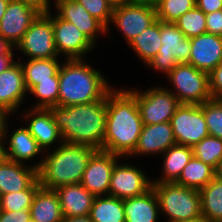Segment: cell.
Masks as SVG:
<instances>
[{"instance_id":"2e32d148","label":"cell","mask_w":222,"mask_h":222,"mask_svg":"<svg viewBox=\"0 0 222 222\" xmlns=\"http://www.w3.org/2000/svg\"><path fill=\"white\" fill-rule=\"evenodd\" d=\"M23 69L20 62L0 74V112L10 116L20 106L26 95Z\"/></svg>"},{"instance_id":"db71d44e","label":"cell","mask_w":222,"mask_h":222,"mask_svg":"<svg viewBox=\"0 0 222 222\" xmlns=\"http://www.w3.org/2000/svg\"><path fill=\"white\" fill-rule=\"evenodd\" d=\"M5 115H3L1 112H0V130H1V125H2V121L4 119Z\"/></svg>"},{"instance_id":"f1b7e54d","label":"cell","mask_w":222,"mask_h":222,"mask_svg":"<svg viewBox=\"0 0 222 222\" xmlns=\"http://www.w3.org/2000/svg\"><path fill=\"white\" fill-rule=\"evenodd\" d=\"M215 177V169L201 160L192 159L183 168L175 183L184 187L201 190Z\"/></svg>"},{"instance_id":"681fc988","label":"cell","mask_w":222,"mask_h":222,"mask_svg":"<svg viewBox=\"0 0 222 222\" xmlns=\"http://www.w3.org/2000/svg\"><path fill=\"white\" fill-rule=\"evenodd\" d=\"M8 2L9 0H0V21L7 9Z\"/></svg>"},{"instance_id":"7c38bea8","label":"cell","mask_w":222,"mask_h":222,"mask_svg":"<svg viewBox=\"0 0 222 222\" xmlns=\"http://www.w3.org/2000/svg\"><path fill=\"white\" fill-rule=\"evenodd\" d=\"M49 11L46 13L52 20L54 30V43L57 53L65 54L67 60L83 59L87 51L93 49L94 44L74 24L65 21L57 14L53 17Z\"/></svg>"},{"instance_id":"3957f363","label":"cell","mask_w":222,"mask_h":222,"mask_svg":"<svg viewBox=\"0 0 222 222\" xmlns=\"http://www.w3.org/2000/svg\"><path fill=\"white\" fill-rule=\"evenodd\" d=\"M65 62L59 68L58 106L100 101L112 90L100 71L91 68L83 59Z\"/></svg>"},{"instance_id":"5b68a950","label":"cell","mask_w":222,"mask_h":222,"mask_svg":"<svg viewBox=\"0 0 222 222\" xmlns=\"http://www.w3.org/2000/svg\"><path fill=\"white\" fill-rule=\"evenodd\" d=\"M160 211L169 216L168 222L188 221L202 217L199 190L175 182H153Z\"/></svg>"},{"instance_id":"ee69618b","label":"cell","mask_w":222,"mask_h":222,"mask_svg":"<svg viewBox=\"0 0 222 222\" xmlns=\"http://www.w3.org/2000/svg\"><path fill=\"white\" fill-rule=\"evenodd\" d=\"M13 60V55H0V74L13 66L16 62Z\"/></svg>"},{"instance_id":"f35d334b","label":"cell","mask_w":222,"mask_h":222,"mask_svg":"<svg viewBox=\"0 0 222 222\" xmlns=\"http://www.w3.org/2000/svg\"><path fill=\"white\" fill-rule=\"evenodd\" d=\"M209 91L212 99L222 100V62L209 73Z\"/></svg>"},{"instance_id":"7bdbcfd3","label":"cell","mask_w":222,"mask_h":222,"mask_svg":"<svg viewBox=\"0 0 222 222\" xmlns=\"http://www.w3.org/2000/svg\"><path fill=\"white\" fill-rule=\"evenodd\" d=\"M23 2L24 4L30 5L40 13H48L50 11L49 0H16Z\"/></svg>"},{"instance_id":"d6a6232c","label":"cell","mask_w":222,"mask_h":222,"mask_svg":"<svg viewBox=\"0 0 222 222\" xmlns=\"http://www.w3.org/2000/svg\"><path fill=\"white\" fill-rule=\"evenodd\" d=\"M40 186L39 179H37L28 189L0 195V210L30 209L33 197Z\"/></svg>"},{"instance_id":"d6986e66","label":"cell","mask_w":222,"mask_h":222,"mask_svg":"<svg viewBox=\"0 0 222 222\" xmlns=\"http://www.w3.org/2000/svg\"><path fill=\"white\" fill-rule=\"evenodd\" d=\"M55 7L58 9L57 15L74 24L93 43L96 41L97 32L106 33L107 28L91 16L86 9L75 0H55Z\"/></svg>"},{"instance_id":"ba28073f","label":"cell","mask_w":222,"mask_h":222,"mask_svg":"<svg viewBox=\"0 0 222 222\" xmlns=\"http://www.w3.org/2000/svg\"><path fill=\"white\" fill-rule=\"evenodd\" d=\"M128 91L136 98L143 125L170 122L180 105L176 96L166 88L156 87L141 93Z\"/></svg>"},{"instance_id":"cb8c5ba5","label":"cell","mask_w":222,"mask_h":222,"mask_svg":"<svg viewBox=\"0 0 222 222\" xmlns=\"http://www.w3.org/2000/svg\"><path fill=\"white\" fill-rule=\"evenodd\" d=\"M30 214L36 222H62L64 216L57 192L40 186L33 197Z\"/></svg>"},{"instance_id":"4316f807","label":"cell","mask_w":222,"mask_h":222,"mask_svg":"<svg viewBox=\"0 0 222 222\" xmlns=\"http://www.w3.org/2000/svg\"><path fill=\"white\" fill-rule=\"evenodd\" d=\"M202 217L206 222L222 221V180L214 177L200 191Z\"/></svg>"},{"instance_id":"52a82bcc","label":"cell","mask_w":222,"mask_h":222,"mask_svg":"<svg viewBox=\"0 0 222 222\" xmlns=\"http://www.w3.org/2000/svg\"><path fill=\"white\" fill-rule=\"evenodd\" d=\"M173 84L180 104L201 105L212 99L209 91V74L188 63L176 65L167 75Z\"/></svg>"},{"instance_id":"f546056e","label":"cell","mask_w":222,"mask_h":222,"mask_svg":"<svg viewBox=\"0 0 222 222\" xmlns=\"http://www.w3.org/2000/svg\"><path fill=\"white\" fill-rule=\"evenodd\" d=\"M141 60L148 64L158 54L162 45L160 39V20H156L146 30L132 38L128 43Z\"/></svg>"},{"instance_id":"e575fe53","label":"cell","mask_w":222,"mask_h":222,"mask_svg":"<svg viewBox=\"0 0 222 222\" xmlns=\"http://www.w3.org/2000/svg\"><path fill=\"white\" fill-rule=\"evenodd\" d=\"M195 6L196 0H162L155 6L157 19L165 23H175Z\"/></svg>"},{"instance_id":"74e56055","label":"cell","mask_w":222,"mask_h":222,"mask_svg":"<svg viewBox=\"0 0 222 222\" xmlns=\"http://www.w3.org/2000/svg\"><path fill=\"white\" fill-rule=\"evenodd\" d=\"M80 3L91 16L100 21L108 28L109 21L112 20L114 7L108 0H75Z\"/></svg>"},{"instance_id":"836d02e7","label":"cell","mask_w":222,"mask_h":222,"mask_svg":"<svg viewBox=\"0 0 222 222\" xmlns=\"http://www.w3.org/2000/svg\"><path fill=\"white\" fill-rule=\"evenodd\" d=\"M175 25L189 39L207 33L206 14L197 6L178 18Z\"/></svg>"},{"instance_id":"7a4b0ae2","label":"cell","mask_w":222,"mask_h":222,"mask_svg":"<svg viewBox=\"0 0 222 222\" xmlns=\"http://www.w3.org/2000/svg\"><path fill=\"white\" fill-rule=\"evenodd\" d=\"M63 143L88 145L102 150L106 130L107 96L100 101L48 108Z\"/></svg>"},{"instance_id":"7dc6e473","label":"cell","mask_w":222,"mask_h":222,"mask_svg":"<svg viewBox=\"0 0 222 222\" xmlns=\"http://www.w3.org/2000/svg\"><path fill=\"white\" fill-rule=\"evenodd\" d=\"M62 222H92L90 216L64 217Z\"/></svg>"},{"instance_id":"9a60e30c","label":"cell","mask_w":222,"mask_h":222,"mask_svg":"<svg viewBox=\"0 0 222 222\" xmlns=\"http://www.w3.org/2000/svg\"><path fill=\"white\" fill-rule=\"evenodd\" d=\"M39 14L40 12L30 5L9 0L7 9L0 21V35L15 49Z\"/></svg>"},{"instance_id":"f5cc1de1","label":"cell","mask_w":222,"mask_h":222,"mask_svg":"<svg viewBox=\"0 0 222 222\" xmlns=\"http://www.w3.org/2000/svg\"><path fill=\"white\" fill-rule=\"evenodd\" d=\"M175 222H206L203 217L199 219H194V220H188V221H175Z\"/></svg>"},{"instance_id":"8d00e7d4","label":"cell","mask_w":222,"mask_h":222,"mask_svg":"<svg viewBox=\"0 0 222 222\" xmlns=\"http://www.w3.org/2000/svg\"><path fill=\"white\" fill-rule=\"evenodd\" d=\"M203 113L209 135L222 139V100L204 102Z\"/></svg>"},{"instance_id":"5bb4252c","label":"cell","mask_w":222,"mask_h":222,"mask_svg":"<svg viewBox=\"0 0 222 222\" xmlns=\"http://www.w3.org/2000/svg\"><path fill=\"white\" fill-rule=\"evenodd\" d=\"M118 157L121 156L97 150L88 161L81 185L95 196L108 195L111 174Z\"/></svg>"},{"instance_id":"ac0fdd59","label":"cell","mask_w":222,"mask_h":222,"mask_svg":"<svg viewBox=\"0 0 222 222\" xmlns=\"http://www.w3.org/2000/svg\"><path fill=\"white\" fill-rule=\"evenodd\" d=\"M5 158L0 159V195L28 189L38 179V169Z\"/></svg>"},{"instance_id":"1f68e13d","label":"cell","mask_w":222,"mask_h":222,"mask_svg":"<svg viewBox=\"0 0 222 222\" xmlns=\"http://www.w3.org/2000/svg\"><path fill=\"white\" fill-rule=\"evenodd\" d=\"M193 157L217 169L222 159V139L208 136L192 147Z\"/></svg>"},{"instance_id":"7402d4cb","label":"cell","mask_w":222,"mask_h":222,"mask_svg":"<svg viewBox=\"0 0 222 222\" xmlns=\"http://www.w3.org/2000/svg\"><path fill=\"white\" fill-rule=\"evenodd\" d=\"M24 116L25 119L30 118L26 127L43 150L56 143L58 139V142L63 143L59 129L49 109L33 108Z\"/></svg>"},{"instance_id":"603a6c76","label":"cell","mask_w":222,"mask_h":222,"mask_svg":"<svg viewBox=\"0 0 222 222\" xmlns=\"http://www.w3.org/2000/svg\"><path fill=\"white\" fill-rule=\"evenodd\" d=\"M123 206L125 222H157L160 208L153 188L140 196L123 199Z\"/></svg>"},{"instance_id":"c3c4849f","label":"cell","mask_w":222,"mask_h":222,"mask_svg":"<svg viewBox=\"0 0 222 222\" xmlns=\"http://www.w3.org/2000/svg\"><path fill=\"white\" fill-rule=\"evenodd\" d=\"M108 1L113 7H117V6H122L125 4L135 2L137 0H108Z\"/></svg>"},{"instance_id":"ffe728a7","label":"cell","mask_w":222,"mask_h":222,"mask_svg":"<svg viewBox=\"0 0 222 222\" xmlns=\"http://www.w3.org/2000/svg\"><path fill=\"white\" fill-rule=\"evenodd\" d=\"M174 145H176V140L170 122L143 125L138 144L129 157L137 154H163Z\"/></svg>"},{"instance_id":"44dd1931","label":"cell","mask_w":222,"mask_h":222,"mask_svg":"<svg viewBox=\"0 0 222 222\" xmlns=\"http://www.w3.org/2000/svg\"><path fill=\"white\" fill-rule=\"evenodd\" d=\"M64 217L87 216L95 200L81 183L63 185L55 189Z\"/></svg>"},{"instance_id":"4fadbf2b","label":"cell","mask_w":222,"mask_h":222,"mask_svg":"<svg viewBox=\"0 0 222 222\" xmlns=\"http://www.w3.org/2000/svg\"><path fill=\"white\" fill-rule=\"evenodd\" d=\"M140 169L128 164H115L109 186L110 196L119 199L136 197L152 188V183Z\"/></svg>"},{"instance_id":"277c9868","label":"cell","mask_w":222,"mask_h":222,"mask_svg":"<svg viewBox=\"0 0 222 222\" xmlns=\"http://www.w3.org/2000/svg\"><path fill=\"white\" fill-rule=\"evenodd\" d=\"M96 151L88 145L61 143L41 162L33 165L38 169L40 185L55 190L63 185L81 183L88 161Z\"/></svg>"},{"instance_id":"30bf717a","label":"cell","mask_w":222,"mask_h":222,"mask_svg":"<svg viewBox=\"0 0 222 222\" xmlns=\"http://www.w3.org/2000/svg\"><path fill=\"white\" fill-rule=\"evenodd\" d=\"M17 47L29 59L57 58L51 18L46 13H40L15 48Z\"/></svg>"},{"instance_id":"e0dca14e","label":"cell","mask_w":222,"mask_h":222,"mask_svg":"<svg viewBox=\"0 0 222 222\" xmlns=\"http://www.w3.org/2000/svg\"><path fill=\"white\" fill-rule=\"evenodd\" d=\"M191 55L188 64L196 69L210 73L222 62V37L205 33L190 38Z\"/></svg>"},{"instance_id":"11a10c76","label":"cell","mask_w":222,"mask_h":222,"mask_svg":"<svg viewBox=\"0 0 222 222\" xmlns=\"http://www.w3.org/2000/svg\"><path fill=\"white\" fill-rule=\"evenodd\" d=\"M28 222H36V221H34V220L31 218Z\"/></svg>"},{"instance_id":"60d3db41","label":"cell","mask_w":222,"mask_h":222,"mask_svg":"<svg viewBox=\"0 0 222 222\" xmlns=\"http://www.w3.org/2000/svg\"><path fill=\"white\" fill-rule=\"evenodd\" d=\"M30 219V209L18 211L0 210V222H28Z\"/></svg>"},{"instance_id":"83f0119b","label":"cell","mask_w":222,"mask_h":222,"mask_svg":"<svg viewBox=\"0 0 222 222\" xmlns=\"http://www.w3.org/2000/svg\"><path fill=\"white\" fill-rule=\"evenodd\" d=\"M163 177L152 182H175L183 168L192 159V147L184 145H174L164 152Z\"/></svg>"},{"instance_id":"ab89813d","label":"cell","mask_w":222,"mask_h":222,"mask_svg":"<svg viewBox=\"0 0 222 222\" xmlns=\"http://www.w3.org/2000/svg\"><path fill=\"white\" fill-rule=\"evenodd\" d=\"M207 33L222 37V11L206 14Z\"/></svg>"},{"instance_id":"bcb514c9","label":"cell","mask_w":222,"mask_h":222,"mask_svg":"<svg viewBox=\"0 0 222 222\" xmlns=\"http://www.w3.org/2000/svg\"><path fill=\"white\" fill-rule=\"evenodd\" d=\"M7 116L4 117L3 121H2V125H1V130H0V159L3 157V142L6 138V134H7Z\"/></svg>"},{"instance_id":"b9f144b4","label":"cell","mask_w":222,"mask_h":222,"mask_svg":"<svg viewBox=\"0 0 222 222\" xmlns=\"http://www.w3.org/2000/svg\"><path fill=\"white\" fill-rule=\"evenodd\" d=\"M196 6L205 14L222 9V0H196Z\"/></svg>"},{"instance_id":"6da1fadb","label":"cell","mask_w":222,"mask_h":222,"mask_svg":"<svg viewBox=\"0 0 222 222\" xmlns=\"http://www.w3.org/2000/svg\"><path fill=\"white\" fill-rule=\"evenodd\" d=\"M142 127L136 98L126 89H112L107 94V119L102 151L130 156L138 144Z\"/></svg>"},{"instance_id":"8992f818","label":"cell","mask_w":222,"mask_h":222,"mask_svg":"<svg viewBox=\"0 0 222 222\" xmlns=\"http://www.w3.org/2000/svg\"><path fill=\"white\" fill-rule=\"evenodd\" d=\"M161 47L147 64L155 70H161L168 74L176 65L189 63L191 55V43L175 23L160 21Z\"/></svg>"},{"instance_id":"816d5d0a","label":"cell","mask_w":222,"mask_h":222,"mask_svg":"<svg viewBox=\"0 0 222 222\" xmlns=\"http://www.w3.org/2000/svg\"><path fill=\"white\" fill-rule=\"evenodd\" d=\"M139 1L146 3L148 5L156 6L162 0H139Z\"/></svg>"},{"instance_id":"f907efd6","label":"cell","mask_w":222,"mask_h":222,"mask_svg":"<svg viewBox=\"0 0 222 222\" xmlns=\"http://www.w3.org/2000/svg\"><path fill=\"white\" fill-rule=\"evenodd\" d=\"M215 176L222 180V159L220 160L219 165L215 170Z\"/></svg>"},{"instance_id":"8fae6325","label":"cell","mask_w":222,"mask_h":222,"mask_svg":"<svg viewBox=\"0 0 222 222\" xmlns=\"http://www.w3.org/2000/svg\"><path fill=\"white\" fill-rule=\"evenodd\" d=\"M157 20L156 7L139 0L114 7L112 22L129 43Z\"/></svg>"},{"instance_id":"f6af8a7d","label":"cell","mask_w":222,"mask_h":222,"mask_svg":"<svg viewBox=\"0 0 222 222\" xmlns=\"http://www.w3.org/2000/svg\"><path fill=\"white\" fill-rule=\"evenodd\" d=\"M13 45L0 35V55H13Z\"/></svg>"},{"instance_id":"484cf974","label":"cell","mask_w":222,"mask_h":222,"mask_svg":"<svg viewBox=\"0 0 222 222\" xmlns=\"http://www.w3.org/2000/svg\"><path fill=\"white\" fill-rule=\"evenodd\" d=\"M20 65L28 92L38 84V81L51 80L52 76H59L61 66L56 58L29 59L25 64L20 62Z\"/></svg>"},{"instance_id":"d590c367","label":"cell","mask_w":222,"mask_h":222,"mask_svg":"<svg viewBox=\"0 0 222 222\" xmlns=\"http://www.w3.org/2000/svg\"><path fill=\"white\" fill-rule=\"evenodd\" d=\"M29 93L40 99L33 108L48 109L49 107L57 106L59 96L58 76H52L51 80L38 81V84H36Z\"/></svg>"},{"instance_id":"4dcf8cb0","label":"cell","mask_w":222,"mask_h":222,"mask_svg":"<svg viewBox=\"0 0 222 222\" xmlns=\"http://www.w3.org/2000/svg\"><path fill=\"white\" fill-rule=\"evenodd\" d=\"M89 216L92 222H125L123 199L96 196Z\"/></svg>"},{"instance_id":"9c48e42d","label":"cell","mask_w":222,"mask_h":222,"mask_svg":"<svg viewBox=\"0 0 222 222\" xmlns=\"http://www.w3.org/2000/svg\"><path fill=\"white\" fill-rule=\"evenodd\" d=\"M170 124L178 145L193 147L209 136L203 104H180Z\"/></svg>"},{"instance_id":"d4e9b609","label":"cell","mask_w":222,"mask_h":222,"mask_svg":"<svg viewBox=\"0 0 222 222\" xmlns=\"http://www.w3.org/2000/svg\"><path fill=\"white\" fill-rule=\"evenodd\" d=\"M10 136L8 149L3 146V156L9 160L24 163L23 160H31L43 150L26 126L17 128Z\"/></svg>"}]
</instances>
